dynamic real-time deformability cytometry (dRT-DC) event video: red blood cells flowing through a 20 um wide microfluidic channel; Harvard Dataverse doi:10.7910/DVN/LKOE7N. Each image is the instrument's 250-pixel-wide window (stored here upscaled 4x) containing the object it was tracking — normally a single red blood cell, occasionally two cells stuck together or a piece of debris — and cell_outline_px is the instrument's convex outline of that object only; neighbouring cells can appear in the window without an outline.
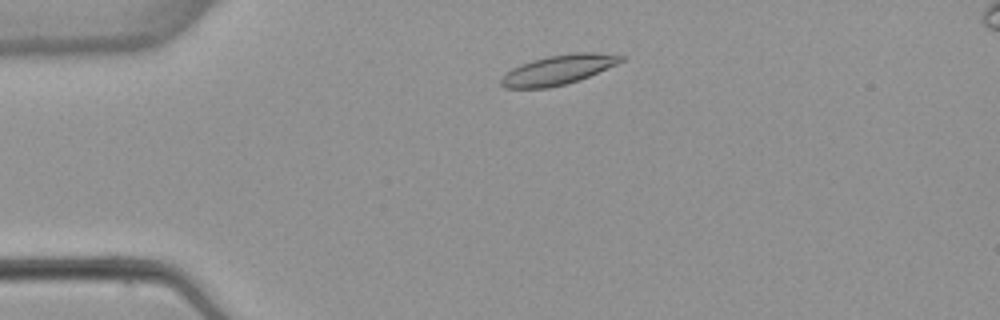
{"species": "common noctule bat (a hibernating species)", "species_latin": "Nyctalus noctula", "temperature_condition": "warm", "stored_images_in_passage": 4, "camera_frame_rate_fps": 3000, "um_per_image_px": 0.085, "animal": {"sex": "female", "body_mass_g": 22.7, "forearm_length_mm": 54.2}, "frame": {"image": 1, "passage_image": 2, "time_ms": 1.0, "image_size_px": [1000, 320], "cell_outline_px": [[628, 56], [624, 60], [616, 64], [580, 80], [548, 88], [504, 88], [500, 84], [500, 80], [512, 68], [520, 64], [532, 60], [548, 56], [572, 52], [596, 52]], "centroid_in_image_um": [47.47, 5.92], "position_along_channel_um": 37.5, "area_um2": 20.69}}